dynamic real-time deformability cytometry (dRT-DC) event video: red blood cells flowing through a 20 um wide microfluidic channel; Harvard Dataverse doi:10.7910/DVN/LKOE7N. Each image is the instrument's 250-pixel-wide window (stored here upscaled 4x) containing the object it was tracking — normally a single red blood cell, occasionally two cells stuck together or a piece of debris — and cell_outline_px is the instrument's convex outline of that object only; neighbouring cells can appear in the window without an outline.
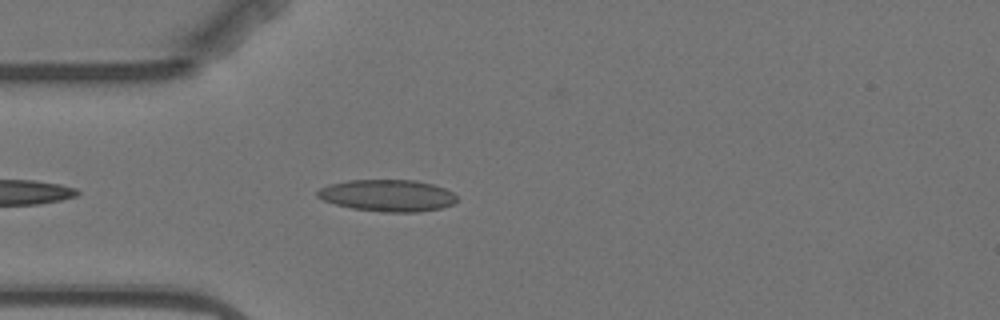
{"species": "Egyptian fruit bat (a non-hibernating species)", "species_latin": "Rousettus aegyptiacus", "temperature_condition": "warm", "stored_images_in_passage": 4, "camera_frame_rate_fps": 3000, "um_per_image_px": 0.085, "animal": {"sex": "female"}, "frame": {"image": 1, "passage_image": 4, "time_ms": 5.0, "image_size_px": [1000, 320], "cell_outline_px": [[456, 200], [452, 204], [440, 208], [420, 212], [384, 212], [352, 208], [336, 204], [324, 200], [316, 196], [316, 192], [320, 188], [328, 184], [348, 180], [416, 180], [432, 184], [444, 188], [452, 192], [456, 196]], "centroid_in_image_um": [32.92, 16.61], "position_along_channel_um": 52.1, "area_um2": 25.78}}